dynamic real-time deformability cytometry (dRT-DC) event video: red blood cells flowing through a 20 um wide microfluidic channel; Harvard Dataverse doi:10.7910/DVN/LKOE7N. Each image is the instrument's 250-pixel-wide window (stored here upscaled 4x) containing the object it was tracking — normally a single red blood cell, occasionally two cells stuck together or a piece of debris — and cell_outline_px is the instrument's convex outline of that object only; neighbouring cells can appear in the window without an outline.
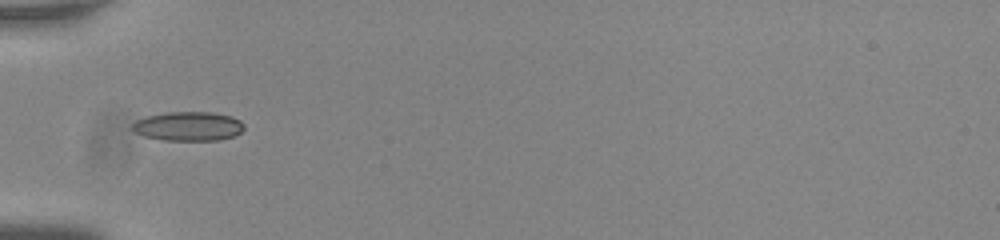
{"species": "common noctule bat (a hibernating species)", "species_latin": "Nyctalus noctula", "temperature_condition": "room temperature", "stored_images_in_passage": 37, "camera_frame_rate_fps": 3000, "um_per_image_px": 0.085, "animal": {"sex": "male", "body_mass_g": 20.0, "forearm_length_mm": 53.3}, "frame": {"image": 1, "passage_image": 1, "time_ms": 0.0, "image_size_px": [1000, 240], "cell_outline_px": [[244, 128], [240, 132], [232, 136], [220, 140], [164, 140], [144, 136], [136, 132], [132, 128], [132, 124], [136, 120], [144, 116], [168, 112], [212, 112], [232, 116], [240, 120], [244, 124]], "centroid_in_image_um": [16.0, 10.72], "position_along_channel_um": 69.0, "area_um2": 19.02}}
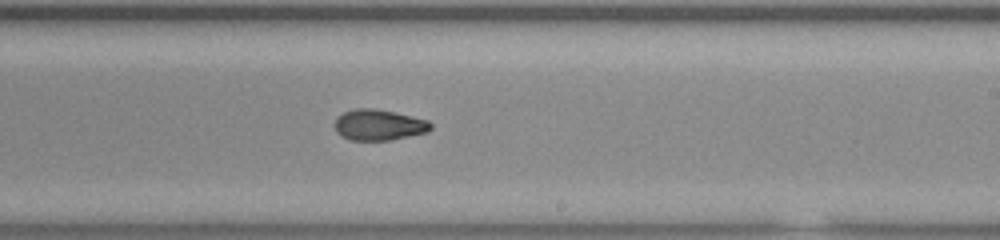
{"frame": {"image": 2, "passage_image": 16, "time_ms": 5.0, "image_size_px": [1000, 240], "cell_outline_px": [[432, 128], [428, 132], [392, 140], [348, 140], [340, 136], [336, 132], [332, 124], [336, 116], [344, 112], [356, 108], [372, 108], [396, 112], [428, 120], [432, 124]], "centroid_in_image_um": [32.16, 10.62], "position_along_channel_um": 256.8, "area_um2": 17.69}}
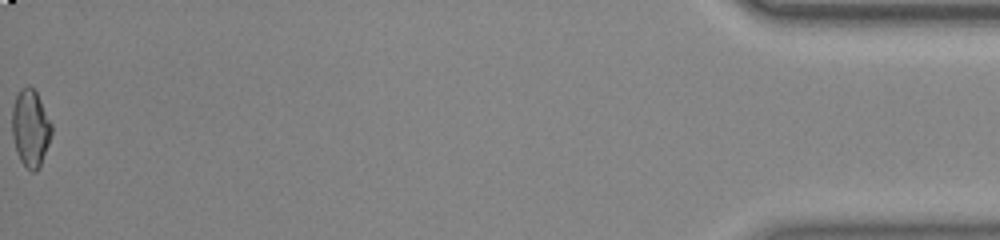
{"frame": {"image": 3, "passage_image": 37, "time_ms": 12.0, "image_size_px": [1000, 240], "cell_outline_px": [[52, 132], [40, 168], [36, 172], [32, 172], [20, 160], [16, 152], [12, 136], [12, 108], [16, 96], [20, 88], [28, 84], [36, 92], [52, 124]], "centroid_in_image_um": [2.58, 10.9], "position_along_channel_um": 432.6, "area_um2": 17.8}, "authors_computed_cell_mechanics": {"area_um2": 17.5712, "velocity_mm_per_s": 3.7847, "shape_relaxation_time_tau1_ms": null, "shape_relaxation_time_tau2_ms": 5.2081, "deformation_change_tau1": null, "deformation_change_tau2": 0.1017}}